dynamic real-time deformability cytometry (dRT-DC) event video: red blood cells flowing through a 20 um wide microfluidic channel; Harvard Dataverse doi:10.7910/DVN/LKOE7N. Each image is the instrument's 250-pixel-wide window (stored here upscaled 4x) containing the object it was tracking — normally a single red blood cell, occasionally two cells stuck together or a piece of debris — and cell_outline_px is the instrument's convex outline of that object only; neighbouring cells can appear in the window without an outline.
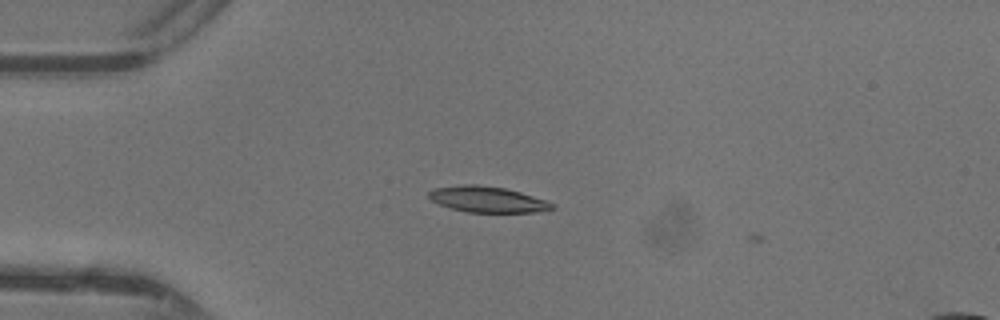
{"species": "common noctule bat (a hibernating species)", "species_latin": "Nyctalus noctula", "temperature_condition": "warm", "stored_images_in_passage": 36, "camera_frame_rate_fps": 3000, "um_per_image_px": 0.085, "animal": {"sex": "female"}, "frame": {"image": 1, "passage_image": 2, "time_ms": 0.333, "image_size_px": [1000, 320], "cell_outline_px": [[556, 208], [536, 212], [468, 212], [452, 208], [440, 204], [432, 200], [428, 196], [428, 192], [432, 188], [460, 184], [476, 184], [504, 188], [520, 192], [544, 200], [552, 204]], "centroid_in_image_um": [41.38, 16.93], "position_along_channel_um": 43.6, "area_um2": 18.44}}
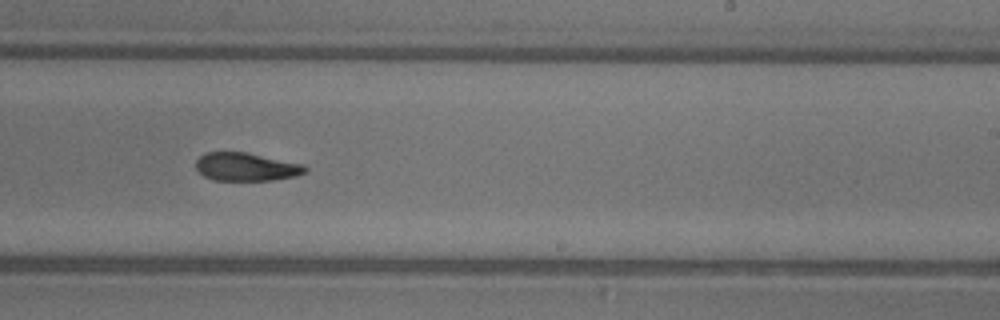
{"frame": {"image": 2, "passage_image": 19, "time_ms": 6.0, "image_size_px": [1000, 320], "cell_outline_px": [[308, 168], [304, 172], [296, 176], [272, 180], [212, 180], [204, 176], [196, 168], [196, 160], [204, 152], [244, 152], [300, 164]], "centroid_in_image_um": [20.86, 14.19], "position_along_channel_um": 268.1, "area_um2": 17.63}}
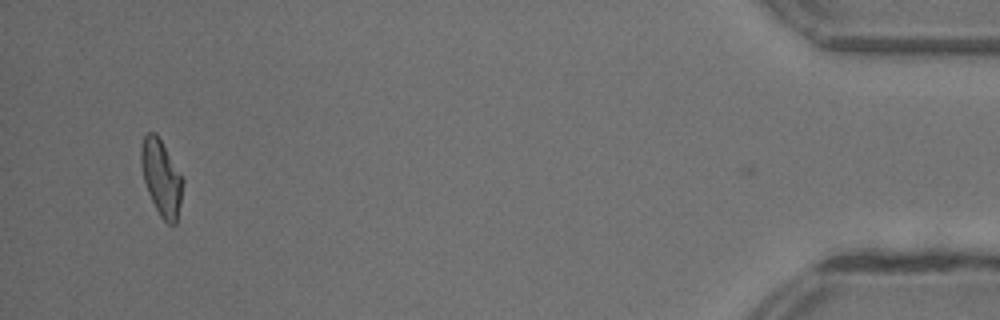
{"frame": {"image": 3, "passage_image": 35, "time_ms": 11.333, "image_size_px": [1000, 320], "cell_outline_px": [[184, 180], [180, 204], [176, 224], [168, 224], [160, 216], [148, 192], [144, 180], [140, 164], [140, 148], [144, 136], [148, 132], [156, 132]], "centroid_in_image_um": [13.7, 15.09], "position_along_channel_um": 421.5, "area_um2": 18.26}, "authors_computed_cell_mechanics": {"area_um2": 18.8428, "velocity_mm_per_s": 4.3992, "shape_relaxation_time_tau1_ms": 8.3827, "shape_relaxation_time_tau2_ms": 6.0802, "deformation_change_tau1": 0.2555, "deformation_change_tau2": 0.1339}}